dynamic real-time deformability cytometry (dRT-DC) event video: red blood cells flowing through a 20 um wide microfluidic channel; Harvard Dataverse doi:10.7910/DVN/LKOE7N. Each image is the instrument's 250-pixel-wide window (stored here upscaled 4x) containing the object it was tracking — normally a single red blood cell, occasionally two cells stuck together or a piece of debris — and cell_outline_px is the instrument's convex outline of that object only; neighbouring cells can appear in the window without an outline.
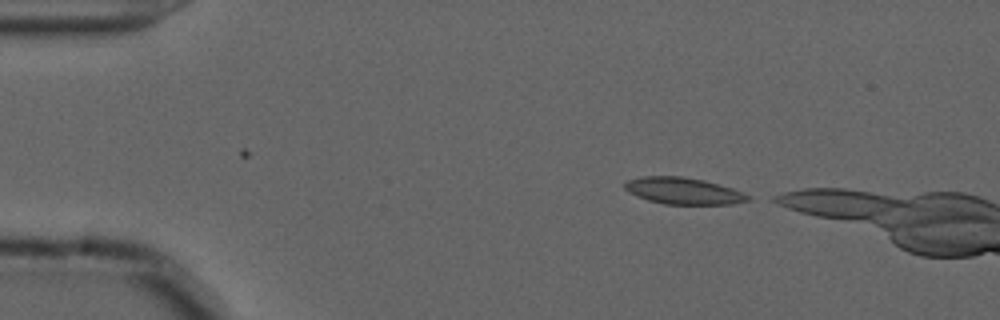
{"species": "common noctule bat (a hibernating species)", "species_latin": "Nyctalus noctula", "temperature_condition": "cold", "stored_images_in_passage": 8, "camera_frame_rate_fps": 3000, "um_per_image_px": 0.085, "animal": {"sex": "male", "forearm_length_mm": 52.5}, "frame": {"image": 1, "passage_image": 1, "time_ms": 0.0, "image_size_px": [1000, 320], "cell_outline_px": [[752, 200], [732, 204], [664, 204], [648, 200], [636, 196], [628, 192], [624, 188], [624, 180], [644, 176], [684, 176], [704, 180], [732, 188], [752, 196]], "centroid_in_image_um": [58.08, 16.22], "position_along_channel_um": 26.9, "area_um2": 19.36}}